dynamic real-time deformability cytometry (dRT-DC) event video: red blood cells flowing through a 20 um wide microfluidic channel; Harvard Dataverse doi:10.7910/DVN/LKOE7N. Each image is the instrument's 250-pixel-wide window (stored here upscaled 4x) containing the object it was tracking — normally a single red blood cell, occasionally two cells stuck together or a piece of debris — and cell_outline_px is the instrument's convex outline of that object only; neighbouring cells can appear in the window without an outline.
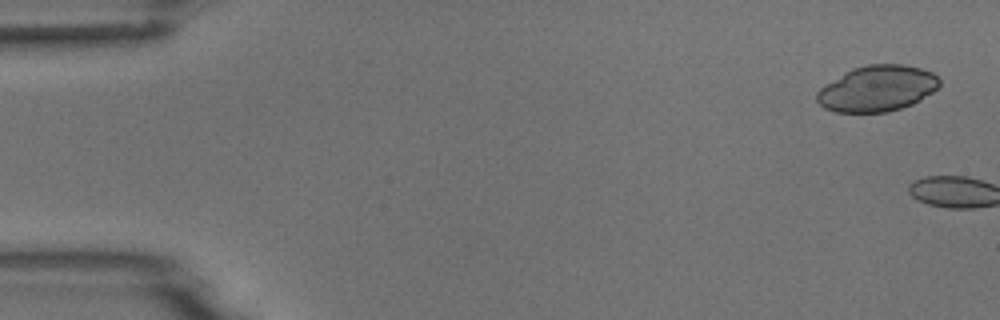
{"species": "common noctule bat (a hibernating species)", "species_latin": "Nyctalus noctula", "temperature_condition": "room temperature", "stored_images_in_passage": 2, "camera_frame_rate_fps": 3000, "um_per_image_px": 0.085, "animal": {"sex": "male", "body_mass_g": 18.8}, "frame": {"image": 1, "passage_image": 1, "time_ms": 0.0, "image_size_px": [1000, 320], "cell_outline_px": [[940, 84], [932, 92], [920, 100], [912, 104], [888, 112], [836, 112], [824, 108], [816, 100], [816, 92], [820, 88], [844, 72], [852, 68], [868, 64], [904, 64], [920, 68], [932, 72], [940, 80]], "centroid_in_image_um": [74.54, 7.52], "position_along_channel_um": 10.5, "area_um2": 32.77}}